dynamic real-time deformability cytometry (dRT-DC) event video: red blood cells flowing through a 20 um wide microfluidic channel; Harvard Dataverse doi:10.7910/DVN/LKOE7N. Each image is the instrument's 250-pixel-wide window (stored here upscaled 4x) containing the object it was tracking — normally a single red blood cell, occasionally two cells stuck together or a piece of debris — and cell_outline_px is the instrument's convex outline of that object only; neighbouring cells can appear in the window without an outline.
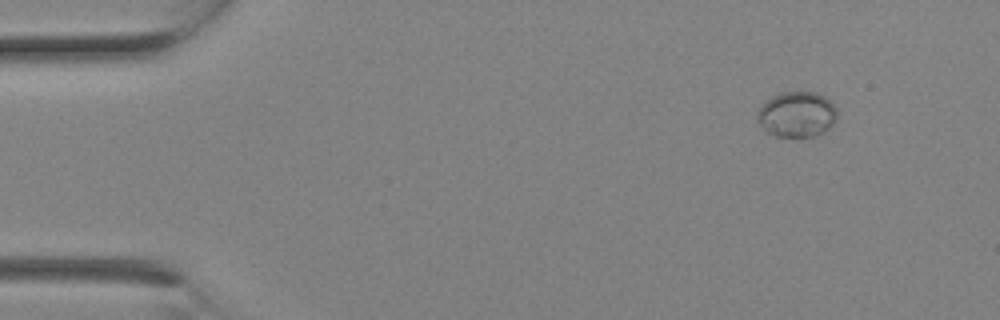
{"species": "Egyptian fruit bat (a non-hibernating species)", "species_latin": "Rousettus aegyptiacus", "temperature_condition": "room temperature", "stored_images_in_passage": 2, "camera_frame_rate_fps": 3000, "um_per_image_px": 0.085, "animal": {"sex": "female"}, "frame": {"image": 1, "passage_image": 1, "time_ms": 0.0, "image_size_px": [1000, 320], "cell_outline_px": [[836, 116], [832, 124], [824, 132], [816, 136], [776, 136], [764, 132], [760, 128], [756, 120], [756, 112], [772, 96], [780, 92], [816, 92], [824, 96], [836, 108]], "centroid_in_image_um": [67.68, 9.73], "position_along_channel_um": 17.3, "area_um2": 21.21}}